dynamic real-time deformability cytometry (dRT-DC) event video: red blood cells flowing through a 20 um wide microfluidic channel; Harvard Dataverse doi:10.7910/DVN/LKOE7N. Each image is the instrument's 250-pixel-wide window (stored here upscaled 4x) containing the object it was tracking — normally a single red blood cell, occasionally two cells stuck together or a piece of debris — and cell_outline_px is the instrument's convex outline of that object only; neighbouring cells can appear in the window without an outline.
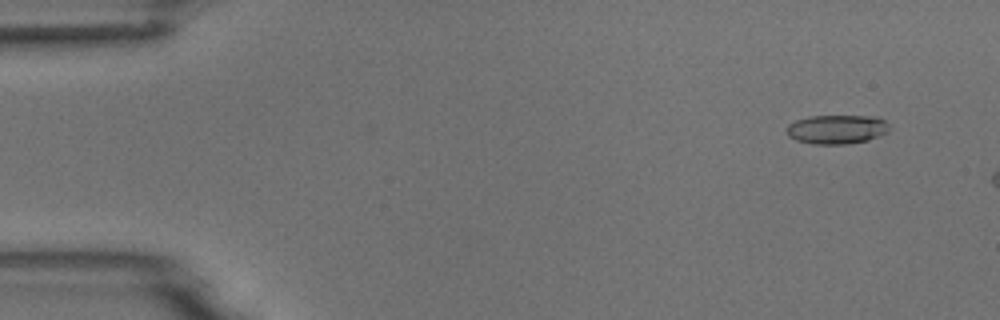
{"species": "common noctule bat (a hibernating species)", "species_latin": "Nyctalus noctula", "temperature_condition": "room temperature", "stored_images_in_passage": 3, "camera_frame_rate_fps": 3000, "um_per_image_px": 0.085, "animal": {"sex": "male", "body_mass_g": 18.8}, "frame": {"image": 1, "passage_image": 1, "time_ms": 0.0, "image_size_px": [1000, 320], "cell_outline_px": [[888, 132], [868, 140], [844, 144], [812, 144], [796, 140], [788, 136], [784, 128], [788, 124], [796, 120], [808, 116], [876, 116], [884, 120], [888, 124]], "centroid_in_image_um": [71.08, 10.99], "position_along_channel_um": 13.9, "area_um2": 17.51}}